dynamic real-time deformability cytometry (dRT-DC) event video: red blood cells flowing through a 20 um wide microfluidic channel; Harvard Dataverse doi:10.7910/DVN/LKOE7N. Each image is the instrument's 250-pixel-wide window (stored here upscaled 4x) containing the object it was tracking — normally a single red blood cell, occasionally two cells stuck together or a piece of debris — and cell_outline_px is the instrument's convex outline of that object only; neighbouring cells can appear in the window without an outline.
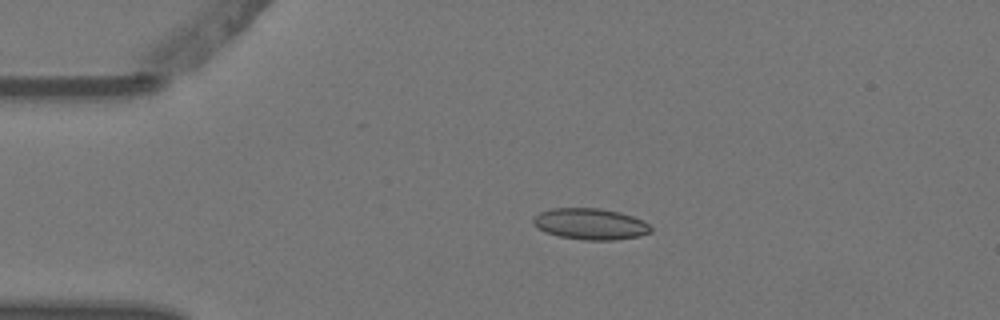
{"species": "Egyptian fruit bat (a non-hibernating species)", "species_latin": "Rousettus aegyptiacus", "temperature_condition": "warm", "stored_images_in_passage": 5, "camera_frame_rate_fps": 3000, "um_per_image_px": 0.085, "animal": {"sex": "female"}, "frame": {"image": 1, "passage_image": 3, "time_ms": 0.667, "image_size_px": [1000, 320], "cell_outline_px": [[652, 232], [640, 236], [616, 240], [584, 240], [560, 236], [544, 232], [536, 228], [532, 224], [532, 220], [540, 212], [552, 208], [600, 208], [620, 212], [644, 220], [652, 228]], "centroid_in_image_um": [50.19, 19.04], "position_along_channel_um": 34.8, "area_um2": 21.62}}